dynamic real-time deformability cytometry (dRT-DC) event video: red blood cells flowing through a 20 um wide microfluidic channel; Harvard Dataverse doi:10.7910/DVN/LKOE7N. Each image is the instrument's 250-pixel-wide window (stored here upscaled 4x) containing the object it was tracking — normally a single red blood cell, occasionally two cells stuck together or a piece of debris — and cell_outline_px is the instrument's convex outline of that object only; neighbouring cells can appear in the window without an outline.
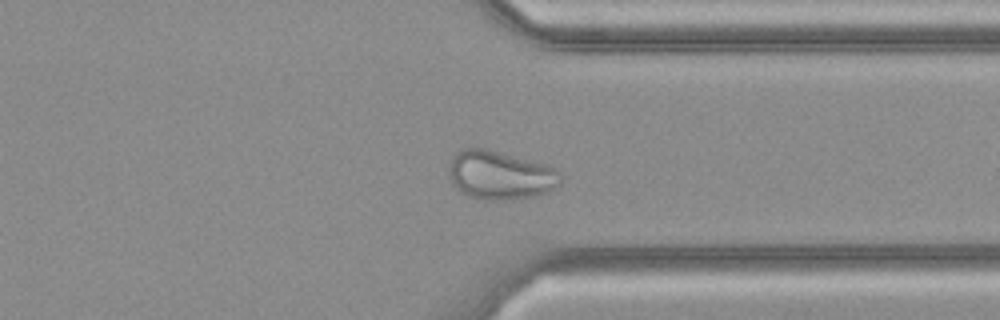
{"species": "common noctule bat (a hibernating species)", "species_latin": "Nyctalus noctula", "temperature_condition": "cold", "stored_images_in_passage": 37, "camera_frame_rate_fps": 3000, "um_per_image_px": 0.085, "animal": {"sex": "female", "body_mass_g": 21.9}, "frame": {"image": 1, "passage_image": 27, "time_ms": 8.667, "image_size_px": [1000, 320], "cell_outline_px": [[564, 176], [560, 184], [548, 192], [536, 196], [504, 200], [484, 200], [468, 196], [460, 192], [452, 184], [448, 176], [448, 164], [452, 156], [456, 152], [464, 148], [484, 148], [544, 164], [560, 172]], "centroid_in_image_um": [42.48, 14.9], "position_along_channel_um": 368.9, "area_um2": 31.96}}